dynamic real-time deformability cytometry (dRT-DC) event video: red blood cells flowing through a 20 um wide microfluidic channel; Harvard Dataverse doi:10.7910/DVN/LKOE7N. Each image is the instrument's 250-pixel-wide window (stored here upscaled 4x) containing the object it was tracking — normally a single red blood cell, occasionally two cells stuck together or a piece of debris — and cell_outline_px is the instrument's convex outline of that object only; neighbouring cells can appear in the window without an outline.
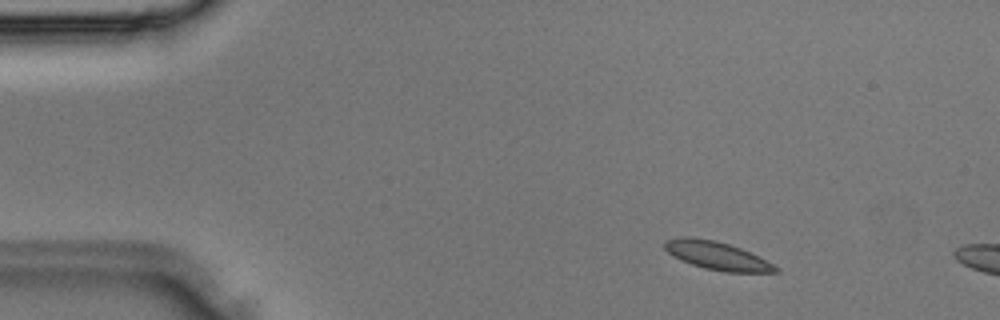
{"species": "Egyptian fruit bat (a non-hibernating species)", "species_latin": "Rousettus aegyptiacus", "temperature_condition": "room temperature", "stored_images_in_passage": 6, "camera_frame_rate_fps": 3000, "um_per_image_px": 0.085, "animal": {"sex": "male"}, "frame": {"image": 1, "passage_image": 2, "time_ms": 0.333, "image_size_px": [1000, 320], "cell_outline_px": [[780, 272], [724, 272], [704, 268], [680, 260], [668, 252], [664, 248], [664, 240], [684, 236], [688, 236], [716, 240], [740, 248], [780, 268]], "centroid_in_image_um": [60.9, 21.72], "position_along_channel_um": 24.1, "area_um2": 18.03}}